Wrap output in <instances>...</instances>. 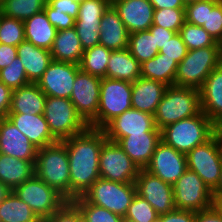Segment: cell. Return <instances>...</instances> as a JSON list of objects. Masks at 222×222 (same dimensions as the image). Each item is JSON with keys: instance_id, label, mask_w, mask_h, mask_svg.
<instances>
[{"instance_id": "9a60e30c", "label": "cell", "mask_w": 222, "mask_h": 222, "mask_svg": "<svg viewBox=\"0 0 222 222\" xmlns=\"http://www.w3.org/2000/svg\"><path fill=\"white\" fill-rule=\"evenodd\" d=\"M101 79L81 70L76 75L70 101L87 124L97 116Z\"/></svg>"}, {"instance_id": "7402d4cb", "label": "cell", "mask_w": 222, "mask_h": 222, "mask_svg": "<svg viewBox=\"0 0 222 222\" xmlns=\"http://www.w3.org/2000/svg\"><path fill=\"white\" fill-rule=\"evenodd\" d=\"M99 27L100 45L111 51L128 48L129 33L112 5L104 12Z\"/></svg>"}, {"instance_id": "4316f807", "label": "cell", "mask_w": 222, "mask_h": 222, "mask_svg": "<svg viewBox=\"0 0 222 222\" xmlns=\"http://www.w3.org/2000/svg\"><path fill=\"white\" fill-rule=\"evenodd\" d=\"M50 52L52 60L79 65L84 49L75 27L57 31Z\"/></svg>"}, {"instance_id": "ba28073f", "label": "cell", "mask_w": 222, "mask_h": 222, "mask_svg": "<svg viewBox=\"0 0 222 222\" xmlns=\"http://www.w3.org/2000/svg\"><path fill=\"white\" fill-rule=\"evenodd\" d=\"M43 115L52 135L58 141L80 134L89 127L70 99L46 96Z\"/></svg>"}, {"instance_id": "bcb514c9", "label": "cell", "mask_w": 222, "mask_h": 222, "mask_svg": "<svg viewBox=\"0 0 222 222\" xmlns=\"http://www.w3.org/2000/svg\"><path fill=\"white\" fill-rule=\"evenodd\" d=\"M186 22L202 26L206 22L207 17V0H201L190 3L185 6Z\"/></svg>"}, {"instance_id": "4fadbf2b", "label": "cell", "mask_w": 222, "mask_h": 222, "mask_svg": "<svg viewBox=\"0 0 222 222\" xmlns=\"http://www.w3.org/2000/svg\"><path fill=\"white\" fill-rule=\"evenodd\" d=\"M106 138L112 142H118L122 137L131 134H161L156 127L152 114L129 109L115 117L103 128Z\"/></svg>"}, {"instance_id": "db71d44e", "label": "cell", "mask_w": 222, "mask_h": 222, "mask_svg": "<svg viewBox=\"0 0 222 222\" xmlns=\"http://www.w3.org/2000/svg\"><path fill=\"white\" fill-rule=\"evenodd\" d=\"M194 222H222V215L213 205L206 210L195 212Z\"/></svg>"}, {"instance_id": "44dd1931", "label": "cell", "mask_w": 222, "mask_h": 222, "mask_svg": "<svg viewBox=\"0 0 222 222\" xmlns=\"http://www.w3.org/2000/svg\"><path fill=\"white\" fill-rule=\"evenodd\" d=\"M201 111L216 125L222 124V66L213 69L199 89Z\"/></svg>"}, {"instance_id": "e0dca14e", "label": "cell", "mask_w": 222, "mask_h": 222, "mask_svg": "<svg viewBox=\"0 0 222 222\" xmlns=\"http://www.w3.org/2000/svg\"><path fill=\"white\" fill-rule=\"evenodd\" d=\"M187 169L186 154L178 152L162 140L157 145L150 163L145 168L150 174L172 185Z\"/></svg>"}, {"instance_id": "9c48e42d", "label": "cell", "mask_w": 222, "mask_h": 222, "mask_svg": "<svg viewBox=\"0 0 222 222\" xmlns=\"http://www.w3.org/2000/svg\"><path fill=\"white\" fill-rule=\"evenodd\" d=\"M12 192L28 204L41 221L49 218L66 202L59 193L35 174Z\"/></svg>"}, {"instance_id": "484cf974", "label": "cell", "mask_w": 222, "mask_h": 222, "mask_svg": "<svg viewBox=\"0 0 222 222\" xmlns=\"http://www.w3.org/2000/svg\"><path fill=\"white\" fill-rule=\"evenodd\" d=\"M46 95L36 83L12 90L11 104L8 114H43Z\"/></svg>"}, {"instance_id": "d6a6232c", "label": "cell", "mask_w": 222, "mask_h": 222, "mask_svg": "<svg viewBox=\"0 0 222 222\" xmlns=\"http://www.w3.org/2000/svg\"><path fill=\"white\" fill-rule=\"evenodd\" d=\"M111 52L110 49L100 44L84 50L79 64L80 70L93 76L105 78Z\"/></svg>"}, {"instance_id": "94428289", "label": "cell", "mask_w": 222, "mask_h": 222, "mask_svg": "<svg viewBox=\"0 0 222 222\" xmlns=\"http://www.w3.org/2000/svg\"><path fill=\"white\" fill-rule=\"evenodd\" d=\"M222 215V199H214L213 204Z\"/></svg>"}, {"instance_id": "5bb4252c", "label": "cell", "mask_w": 222, "mask_h": 222, "mask_svg": "<svg viewBox=\"0 0 222 222\" xmlns=\"http://www.w3.org/2000/svg\"><path fill=\"white\" fill-rule=\"evenodd\" d=\"M79 71L78 64L52 60L36 84L46 96L70 99Z\"/></svg>"}, {"instance_id": "11a10c76", "label": "cell", "mask_w": 222, "mask_h": 222, "mask_svg": "<svg viewBox=\"0 0 222 222\" xmlns=\"http://www.w3.org/2000/svg\"><path fill=\"white\" fill-rule=\"evenodd\" d=\"M12 90L0 81V118L7 117L11 104Z\"/></svg>"}, {"instance_id": "9f6ffc18", "label": "cell", "mask_w": 222, "mask_h": 222, "mask_svg": "<svg viewBox=\"0 0 222 222\" xmlns=\"http://www.w3.org/2000/svg\"><path fill=\"white\" fill-rule=\"evenodd\" d=\"M154 9L163 8H185L182 0H149Z\"/></svg>"}, {"instance_id": "f35d334b", "label": "cell", "mask_w": 222, "mask_h": 222, "mask_svg": "<svg viewBox=\"0 0 222 222\" xmlns=\"http://www.w3.org/2000/svg\"><path fill=\"white\" fill-rule=\"evenodd\" d=\"M24 40V21L0 14V43L18 46Z\"/></svg>"}, {"instance_id": "ee69618b", "label": "cell", "mask_w": 222, "mask_h": 222, "mask_svg": "<svg viewBox=\"0 0 222 222\" xmlns=\"http://www.w3.org/2000/svg\"><path fill=\"white\" fill-rule=\"evenodd\" d=\"M188 49L182 40L180 33H176L171 40H169L164 47L159 51L164 57L180 63L187 55Z\"/></svg>"}, {"instance_id": "2e32d148", "label": "cell", "mask_w": 222, "mask_h": 222, "mask_svg": "<svg viewBox=\"0 0 222 222\" xmlns=\"http://www.w3.org/2000/svg\"><path fill=\"white\" fill-rule=\"evenodd\" d=\"M135 185L137 194L145 198L159 216L176 209L172 184L140 169Z\"/></svg>"}, {"instance_id": "83f0119b", "label": "cell", "mask_w": 222, "mask_h": 222, "mask_svg": "<svg viewBox=\"0 0 222 222\" xmlns=\"http://www.w3.org/2000/svg\"><path fill=\"white\" fill-rule=\"evenodd\" d=\"M35 161H26L0 153V182L11 191L35 174Z\"/></svg>"}, {"instance_id": "6da1fadb", "label": "cell", "mask_w": 222, "mask_h": 222, "mask_svg": "<svg viewBox=\"0 0 222 222\" xmlns=\"http://www.w3.org/2000/svg\"><path fill=\"white\" fill-rule=\"evenodd\" d=\"M107 140L103 129L88 127L80 134L63 140L70 168V201L82 196L98 179L99 158Z\"/></svg>"}, {"instance_id": "4dcf8cb0", "label": "cell", "mask_w": 222, "mask_h": 222, "mask_svg": "<svg viewBox=\"0 0 222 222\" xmlns=\"http://www.w3.org/2000/svg\"><path fill=\"white\" fill-rule=\"evenodd\" d=\"M178 63L158 53L152 59L141 64V77L164 83L166 86L175 85V75Z\"/></svg>"}, {"instance_id": "c3c4849f", "label": "cell", "mask_w": 222, "mask_h": 222, "mask_svg": "<svg viewBox=\"0 0 222 222\" xmlns=\"http://www.w3.org/2000/svg\"><path fill=\"white\" fill-rule=\"evenodd\" d=\"M44 12L57 31L69 29L75 25L74 18L63 12H57L48 3L45 5Z\"/></svg>"}, {"instance_id": "60d3db41", "label": "cell", "mask_w": 222, "mask_h": 222, "mask_svg": "<svg viewBox=\"0 0 222 222\" xmlns=\"http://www.w3.org/2000/svg\"><path fill=\"white\" fill-rule=\"evenodd\" d=\"M159 215L152 205L143 197L136 194L124 218L135 222H156Z\"/></svg>"}, {"instance_id": "30bf717a", "label": "cell", "mask_w": 222, "mask_h": 222, "mask_svg": "<svg viewBox=\"0 0 222 222\" xmlns=\"http://www.w3.org/2000/svg\"><path fill=\"white\" fill-rule=\"evenodd\" d=\"M172 187L176 209L198 212L211 208L214 204L211 189L190 169H187Z\"/></svg>"}, {"instance_id": "e575fe53", "label": "cell", "mask_w": 222, "mask_h": 222, "mask_svg": "<svg viewBox=\"0 0 222 222\" xmlns=\"http://www.w3.org/2000/svg\"><path fill=\"white\" fill-rule=\"evenodd\" d=\"M128 49L140 64L152 59L159 53L158 48L155 47L154 37L149 30L129 34Z\"/></svg>"}, {"instance_id": "52a82bcc", "label": "cell", "mask_w": 222, "mask_h": 222, "mask_svg": "<svg viewBox=\"0 0 222 222\" xmlns=\"http://www.w3.org/2000/svg\"><path fill=\"white\" fill-rule=\"evenodd\" d=\"M136 194L135 182L121 183L98 178L81 197L124 218Z\"/></svg>"}, {"instance_id": "f6af8a7d", "label": "cell", "mask_w": 222, "mask_h": 222, "mask_svg": "<svg viewBox=\"0 0 222 222\" xmlns=\"http://www.w3.org/2000/svg\"><path fill=\"white\" fill-rule=\"evenodd\" d=\"M74 27L77 31L78 37L84 50L92 48L99 44V26L89 24H75Z\"/></svg>"}, {"instance_id": "3957f363", "label": "cell", "mask_w": 222, "mask_h": 222, "mask_svg": "<svg viewBox=\"0 0 222 222\" xmlns=\"http://www.w3.org/2000/svg\"><path fill=\"white\" fill-rule=\"evenodd\" d=\"M216 124L202 111L161 129V140L183 154L213 137Z\"/></svg>"}, {"instance_id": "7c38bea8", "label": "cell", "mask_w": 222, "mask_h": 222, "mask_svg": "<svg viewBox=\"0 0 222 222\" xmlns=\"http://www.w3.org/2000/svg\"><path fill=\"white\" fill-rule=\"evenodd\" d=\"M188 169L196 172L213 191L220 180L222 157L214 136L186 154Z\"/></svg>"}, {"instance_id": "ab89813d", "label": "cell", "mask_w": 222, "mask_h": 222, "mask_svg": "<svg viewBox=\"0 0 222 222\" xmlns=\"http://www.w3.org/2000/svg\"><path fill=\"white\" fill-rule=\"evenodd\" d=\"M73 202L78 206L81 214L88 222H122L123 217L110 212L104 207L90 204L81 196L75 198Z\"/></svg>"}, {"instance_id": "7dc6e473", "label": "cell", "mask_w": 222, "mask_h": 222, "mask_svg": "<svg viewBox=\"0 0 222 222\" xmlns=\"http://www.w3.org/2000/svg\"><path fill=\"white\" fill-rule=\"evenodd\" d=\"M80 215L78 206L73 201H66L54 214L42 222H75Z\"/></svg>"}, {"instance_id": "74e56055", "label": "cell", "mask_w": 222, "mask_h": 222, "mask_svg": "<svg viewBox=\"0 0 222 222\" xmlns=\"http://www.w3.org/2000/svg\"><path fill=\"white\" fill-rule=\"evenodd\" d=\"M185 22V8H163L154 10L152 25L178 33Z\"/></svg>"}, {"instance_id": "be15d7a7", "label": "cell", "mask_w": 222, "mask_h": 222, "mask_svg": "<svg viewBox=\"0 0 222 222\" xmlns=\"http://www.w3.org/2000/svg\"><path fill=\"white\" fill-rule=\"evenodd\" d=\"M183 3L186 5L190 4V3H194V2H197V1H201V0H182Z\"/></svg>"}, {"instance_id": "d6986e66", "label": "cell", "mask_w": 222, "mask_h": 222, "mask_svg": "<svg viewBox=\"0 0 222 222\" xmlns=\"http://www.w3.org/2000/svg\"><path fill=\"white\" fill-rule=\"evenodd\" d=\"M0 153L26 161H36L37 148L5 117L0 118Z\"/></svg>"}, {"instance_id": "cb8c5ba5", "label": "cell", "mask_w": 222, "mask_h": 222, "mask_svg": "<svg viewBox=\"0 0 222 222\" xmlns=\"http://www.w3.org/2000/svg\"><path fill=\"white\" fill-rule=\"evenodd\" d=\"M160 142L161 134H131L117 143L139 169H145Z\"/></svg>"}, {"instance_id": "836d02e7", "label": "cell", "mask_w": 222, "mask_h": 222, "mask_svg": "<svg viewBox=\"0 0 222 222\" xmlns=\"http://www.w3.org/2000/svg\"><path fill=\"white\" fill-rule=\"evenodd\" d=\"M48 0H1L0 14L25 21L44 10Z\"/></svg>"}, {"instance_id": "d590c367", "label": "cell", "mask_w": 222, "mask_h": 222, "mask_svg": "<svg viewBox=\"0 0 222 222\" xmlns=\"http://www.w3.org/2000/svg\"><path fill=\"white\" fill-rule=\"evenodd\" d=\"M188 50L205 47H220L210 34L202 27L185 22L179 31Z\"/></svg>"}, {"instance_id": "f907efd6", "label": "cell", "mask_w": 222, "mask_h": 222, "mask_svg": "<svg viewBox=\"0 0 222 222\" xmlns=\"http://www.w3.org/2000/svg\"><path fill=\"white\" fill-rule=\"evenodd\" d=\"M195 212L191 210L174 209L160 215L156 222H194Z\"/></svg>"}, {"instance_id": "f1b7e54d", "label": "cell", "mask_w": 222, "mask_h": 222, "mask_svg": "<svg viewBox=\"0 0 222 222\" xmlns=\"http://www.w3.org/2000/svg\"><path fill=\"white\" fill-rule=\"evenodd\" d=\"M141 77V64L131 55L129 49L111 52L106 77L134 82Z\"/></svg>"}, {"instance_id": "03108f58", "label": "cell", "mask_w": 222, "mask_h": 222, "mask_svg": "<svg viewBox=\"0 0 222 222\" xmlns=\"http://www.w3.org/2000/svg\"><path fill=\"white\" fill-rule=\"evenodd\" d=\"M122 222H135V221L129 220V219H127V218H123V219H122Z\"/></svg>"}, {"instance_id": "1f68e13d", "label": "cell", "mask_w": 222, "mask_h": 222, "mask_svg": "<svg viewBox=\"0 0 222 222\" xmlns=\"http://www.w3.org/2000/svg\"><path fill=\"white\" fill-rule=\"evenodd\" d=\"M1 222H42L28 204L12 191L0 203Z\"/></svg>"}, {"instance_id": "b9f144b4", "label": "cell", "mask_w": 222, "mask_h": 222, "mask_svg": "<svg viewBox=\"0 0 222 222\" xmlns=\"http://www.w3.org/2000/svg\"><path fill=\"white\" fill-rule=\"evenodd\" d=\"M0 81L11 90L30 84L25 68L18 57L9 66L0 70Z\"/></svg>"}, {"instance_id": "f5cc1de1", "label": "cell", "mask_w": 222, "mask_h": 222, "mask_svg": "<svg viewBox=\"0 0 222 222\" xmlns=\"http://www.w3.org/2000/svg\"><path fill=\"white\" fill-rule=\"evenodd\" d=\"M17 57V46L0 43V70L9 66Z\"/></svg>"}, {"instance_id": "277c9868", "label": "cell", "mask_w": 222, "mask_h": 222, "mask_svg": "<svg viewBox=\"0 0 222 222\" xmlns=\"http://www.w3.org/2000/svg\"><path fill=\"white\" fill-rule=\"evenodd\" d=\"M201 112L200 92L198 89L168 86L154 113L155 124L162 129L168 124L196 116Z\"/></svg>"}, {"instance_id": "91938a15", "label": "cell", "mask_w": 222, "mask_h": 222, "mask_svg": "<svg viewBox=\"0 0 222 222\" xmlns=\"http://www.w3.org/2000/svg\"><path fill=\"white\" fill-rule=\"evenodd\" d=\"M11 190L2 182H0V203L9 195Z\"/></svg>"}, {"instance_id": "5b68a950", "label": "cell", "mask_w": 222, "mask_h": 222, "mask_svg": "<svg viewBox=\"0 0 222 222\" xmlns=\"http://www.w3.org/2000/svg\"><path fill=\"white\" fill-rule=\"evenodd\" d=\"M132 82L102 78L97 116L88 124L103 129L115 117L132 108Z\"/></svg>"}, {"instance_id": "6f0895ef", "label": "cell", "mask_w": 222, "mask_h": 222, "mask_svg": "<svg viewBox=\"0 0 222 222\" xmlns=\"http://www.w3.org/2000/svg\"><path fill=\"white\" fill-rule=\"evenodd\" d=\"M213 136L218 144L220 155L222 157V124H217L215 126Z\"/></svg>"}, {"instance_id": "e7e4bbea", "label": "cell", "mask_w": 222, "mask_h": 222, "mask_svg": "<svg viewBox=\"0 0 222 222\" xmlns=\"http://www.w3.org/2000/svg\"><path fill=\"white\" fill-rule=\"evenodd\" d=\"M220 65L222 66V43L220 44Z\"/></svg>"}, {"instance_id": "816d5d0a", "label": "cell", "mask_w": 222, "mask_h": 222, "mask_svg": "<svg viewBox=\"0 0 222 222\" xmlns=\"http://www.w3.org/2000/svg\"><path fill=\"white\" fill-rule=\"evenodd\" d=\"M148 30L154 37L155 47H157L159 51L176 34V32L172 30H167L156 25H152Z\"/></svg>"}, {"instance_id": "6125c7cd", "label": "cell", "mask_w": 222, "mask_h": 222, "mask_svg": "<svg viewBox=\"0 0 222 222\" xmlns=\"http://www.w3.org/2000/svg\"><path fill=\"white\" fill-rule=\"evenodd\" d=\"M75 222H88L86 219H85V217L81 214L77 219H76V221Z\"/></svg>"}, {"instance_id": "d4e9b609", "label": "cell", "mask_w": 222, "mask_h": 222, "mask_svg": "<svg viewBox=\"0 0 222 222\" xmlns=\"http://www.w3.org/2000/svg\"><path fill=\"white\" fill-rule=\"evenodd\" d=\"M17 56L30 83H37L52 61L50 50L37 47L27 40L17 46Z\"/></svg>"}, {"instance_id": "7a4b0ae2", "label": "cell", "mask_w": 222, "mask_h": 222, "mask_svg": "<svg viewBox=\"0 0 222 222\" xmlns=\"http://www.w3.org/2000/svg\"><path fill=\"white\" fill-rule=\"evenodd\" d=\"M34 167L35 175L70 201L69 158L62 141L37 149Z\"/></svg>"}, {"instance_id": "680465c9", "label": "cell", "mask_w": 222, "mask_h": 222, "mask_svg": "<svg viewBox=\"0 0 222 222\" xmlns=\"http://www.w3.org/2000/svg\"><path fill=\"white\" fill-rule=\"evenodd\" d=\"M214 199H222V167L220 173V180L217 187L212 191Z\"/></svg>"}, {"instance_id": "8992f818", "label": "cell", "mask_w": 222, "mask_h": 222, "mask_svg": "<svg viewBox=\"0 0 222 222\" xmlns=\"http://www.w3.org/2000/svg\"><path fill=\"white\" fill-rule=\"evenodd\" d=\"M220 65V47L188 50L178 64L175 85L200 89L213 69Z\"/></svg>"}, {"instance_id": "8d00e7d4", "label": "cell", "mask_w": 222, "mask_h": 222, "mask_svg": "<svg viewBox=\"0 0 222 222\" xmlns=\"http://www.w3.org/2000/svg\"><path fill=\"white\" fill-rule=\"evenodd\" d=\"M110 5L109 0H81L75 24L99 26L104 12Z\"/></svg>"}, {"instance_id": "7bdbcfd3", "label": "cell", "mask_w": 222, "mask_h": 222, "mask_svg": "<svg viewBox=\"0 0 222 222\" xmlns=\"http://www.w3.org/2000/svg\"><path fill=\"white\" fill-rule=\"evenodd\" d=\"M202 27L217 43H222V2L207 0V17Z\"/></svg>"}, {"instance_id": "ffe728a7", "label": "cell", "mask_w": 222, "mask_h": 222, "mask_svg": "<svg viewBox=\"0 0 222 222\" xmlns=\"http://www.w3.org/2000/svg\"><path fill=\"white\" fill-rule=\"evenodd\" d=\"M10 122L20 130L37 148L54 144L58 140L52 135L43 114H8Z\"/></svg>"}, {"instance_id": "f546056e", "label": "cell", "mask_w": 222, "mask_h": 222, "mask_svg": "<svg viewBox=\"0 0 222 222\" xmlns=\"http://www.w3.org/2000/svg\"><path fill=\"white\" fill-rule=\"evenodd\" d=\"M57 29L50 23L44 10L24 21L25 40L33 45L50 50Z\"/></svg>"}, {"instance_id": "681fc988", "label": "cell", "mask_w": 222, "mask_h": 222, "mask_svg": "<svg viewBox=\"0 0 222 222\" xmlns=\"http://www.w3.org/2000/svg\"><path fill=\"white\" fill-rule=\"evenodd\" d=\"M47 3L57 12L68 14L75 20L78 17L80 1L74 0H48Z\"/></svg>"}, {"instance_id": "603a6c76", "label": "cell", "mask_w": 222, "mask_h": 222, "mask_svg": "<svg viewBox=\"0 0 222 222\" xmlns=\"http://www.w3.org/2000/svg\"><path fill=\"white\" fill-rule=\"evenodd\" d=\"M167 87L164 83L152 79H136L132 82V108L154 115Z\"/></svg>"}, {"instance_id": "ac0fdd59", "label": "cell", "mask_w": 222, "mask_h": 222, "mask_svg": "<svg viewBox=\"0 0 222 222\" xmlns=\"http://www.w3.org/2000/svg\"><path fill=\"white\" fill-rule=\"evenodd\" d=\"M111 5L129 34L148 30L152 26L155 9L149 0H113Z\"/></svg>"}, {"instance_id": "8fae6325", "label": "cell", "mask_w": 222, "mask_h": 222, "mask_svg": "<svg viewBox=\"0 0 222 222\" xmlns=\"http://www.w3.org/2000/svg\"><path fill=\"white\" fill-rule=\"evenodd\" d=\"M140 169L124 152L121 146L106 140L100 152V178L121 183L135 182Z\"/></svg>"}]
</instances>
